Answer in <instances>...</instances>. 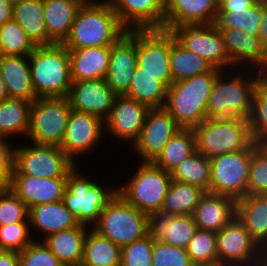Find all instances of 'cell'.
<instances>
[{
	"label": "cell",
	"mask_w": 267,
	"mask_h": 266,
	"mask_svg": "<svg viewBox=\"0 0 267 266\" xmlns=\"http://www.w3.org/2000/svg\"><path fill=\"white\" fill-rule=\"evenodd\" d=\"M72 81L105 79L111 46L68 49Z\"/></svg>",
	"instance_id": "obj_28"
},
{
	"label": "cell",
	"mask_w": 267,
	"mask_h": 266,
	"mask_svg": "<svg viewBox=\"0 0 267 266\" xmlns=\"http://www.w3.org/2000/svg\"><path fill=\"white\" fill-rule=\"evenodd\" d=\"M126 33L108 0L87 1L78 9L62 44L67 49L113 46Z\"/></svg>",
	"instance_id": "obj_1"
},
{
	"label": "cell",
	"mask_w": 267,
	"mask_h": 266,
	"mask_svg": "<svg viewBox=\"0 0 267 266\" xmlns=\"http://www.w3.org/2000/svg\"><path fill=\"white\" fill-rule=\"evenodd\" d=\"M8 94L6 91L5 83L3 81V78L0 73V102H2L5 99H8Z\"/></svg>",
	"instance_id": "obj_56"
},
{
	"label": "cell",
	"mask_w": 267,
	"mask_h": 266,
	"mask_svg": "<svg viewBox=\"0 0 267 266\" xmlns=\"http://www.w3.org/2000/svg\"><path fill=\"white\" fill-rule=\"evenodd\" d=\"M35 47L15 20L12 19L0 26V55L26 56Z\"/></svg>",
	"instance_id": "obj_41"
},
{
	"label": "cell",
	"mask_w": 267,
	"mask_h": 266,
	"mask_svg": "<svg viewBox=\"0 0 267 266\" xmlns=\"http://www.w3.org/2000/svg\"><path fill=\"white\" fill-rule=\"evenodd\" d=\"M221 69L172 82L164 108L181 128H194L207 119V103Z\"/></svg>",
	"instance_id": "obj_3"
},
{
	"label": "cell",
	"mask_w": 267,
	"mask_h": 266,
	"mask_svg": "<svg viewBox=\"0 0 267 266\" xmlns=\"http://www.w3.org/2000/svg\"><path fill=\"white\" fill-rule=\"evenodd\" d=\"M7 138H0V168H14L15 146Z\"/></svg>",
	"instance_id": "obj_50"
},
{
	"label": "cell",
	"mask_w": 267,
	"mask_h": 266,
	"mask_svg": "<svg viewBox=\"0 0 267 266\" xmlns=\"http://www.w3.org/2000/svg\"><path fill=\"white\" fill-rule=\"evenodd\" d=\"M116 94L105 79L73 81L68 99L75 111L108 117Z\"/></svg>",
	"instance_id": "obj_19"
},
{
	"label": "cell",
	"mask_w": 267,
	"mask_h": 266,
	"mask_svg": "<svg viewBox=\"0 0 267 266\" xmlns=\"http://www.w3.org/2000/svg\"><path fill=\"white\" fill-rule=\"evenodd\" d=\"M250 266H260V262L254 265H250Z\"/></svg>",
	"instance_id": "obj_62"
},
{
	"label": "cell",
	"mask_w": 267,
	"mask_h": 266,
	"mask_svg": "<svg viewBox=\"0 0 267 266\" xmlns=\"http://www.w3.org/2000/svg\"><path fill=\"white\" fill-rule=\"evenodd\" d=\"M248 121L253 141L258 145L267 144V96L258 89L253 95L252 110Z\"/></svg>",
	"instance_id": "obj_44"
},
{
	"label": "cell",
	"mask_w": 267,
	"mask_h": 266,
	"mask_svg": "<svg viewBox=\"0 0 267 266\" xmlns=\"http://www.w3.org/2000/svg\"><path fill=\"white\" fill-rule=\"evenodd\" d=\"M154 240L148 234L122 247L121 266H152Z\"/></svg>",
	"instance_id": "obj_46"
},
{
	"label": "cell",
	"mask_w": 267,
	"mask_h": 266,
	"mask_svg": "<svg viewBox=\"0 0 267 266\" xmlns=\"http://www.w3.org/2000/svg\"><path fill=\"white\" fill-rule=\"evenodd\" d=\"M257 81V89L265 96H267V74L260 68L254 70Z\"/></svg>",
	"instance_id": "obj_55"
},
{
	"label": "cell",
	"mask_w": 267,
	"mask_h": 266,
	"mask_svg": "<svg viewBox=\"0 0 267 266\" xmlns=\"http://www.w3.org/2000/svg\"><path fill=\"white\" fill-rule=\"evenodd\" d=\"M85 2H87V1H101V0H84Z\"/></svg>",
	"instance_id": "obj_63"
},
{
	"label": "cell",
	"mask_w": 267,
	"mask_h": 266,
	"mask_svg": "<svg viewBox=\"0 0 267 266\" xmlns=\"http://www.w3.org/2000/svg\"><path fill=\"white\" fill-rule=\"evenodd\" d=\"M28 219L31 232L35 230L34 233L42 234L43 238L40 236V241L50 234L73 228L79 224L63 201L29 208Z\"/></svg>",
	"instance_id": "obj_29"
},
{
	"label": "cell",
	"mask_w": 267,
	"mask_h": 266,
	"mask_svg": "<svg viewBox=\"0 0 267 266\" xmlns=\"http://www.w3.org/2000/svg\"><path fill=\"white\" fill-rule=\"evenodd\" d=\"M13 5L6 0H0V26L12 20Z\"/></svg>",
	"instance_id": "obj_53"
},
{
	"label": "cell",
	"mask_w": 267,
	"mask_h": 266,
	"mask_svg": "<svg viewBox=\"0 0 267 266\" xmlns=\"http://www.w3.org/2000/svg\"><path fill=\"white\" fill-rule=\"evenodd\" d=\"M261 69L267 74V50H265L264 62Z\"/></svg>",
	"instance_id": "obj_58"
},
{
	"label": "cell",
	"mask_w": 267,
	"mask_h": 266,
	"mask_svg": "<svg viewBox=\"0 0 267 266\" xmlns=\"http://www.w3.org/2000/svg\"><path fill=\"white\" fill-rule=\"evenodd\" d=\"M168 87L156 76L143 73L136 67L128 92L125 96L135 99L148 108L164 107Z\"/></svg>",
	"instance_id": "obj_38"
},
{
	"label": "cell",
	"mask_w": 267,
	"mask_h": 266,
	"mask_svg": "<svg viewBox=\"0 0 267 266\" xmlns=\"http://www.w3.org/2000/svg\"><path fill=\"white\" fill-rule=\"evenodd\" d=\"M179 129L181 127L164 107L149 108L140 137L131 147L141 162H153Z\"/></svg>",
	"instance_id": "obj_16"
},
{
	"label": "cell",
	"mask_w": 267,
	"mask_h": 266,
	"mask_svg": "<svg viewBox=\"0 0 267 266\" xmlns=\"http://www.w3.org/2000/svg\"><path fill=\"white\" fill-rule=\"evenodd\" d=\"M12 19L21 26L35 46L55 43L46 29L43 0L18 1L13 5Z\"/></svg>",
	"instance_id": "obj_32"
},
{
	"label": "cell",
	"mask_w": 267,
	"mask_h": 266,
	"mask_svg": "<svg viewBox=\"0 0 267 266\" xmlns=\"http://www.w3.org/2000/svg\"><path fill=\"white\" fill-rule=\"evenodd\" d=\"M29 64L37 98L68 97L73 82L70 54L62 43L36 46Z\"/></svg>",
	"instance_id": "obj_4"
},
{
	"label": "cell",
	"mask_w": 267,
	"mask_h": 266,
	"mask_svg": "<svg viewBox=\"0 0 267 266\" xmlns=\"http://www.w3.org/2000/svg\"><path fill=\"white\" fill-rule=\"evenodd\" d=\"M122 248L96 230L88 229L80 266H121Z\"/></svg>",
	"instance_id": "obj_34"
},
{
	"label": "cell",
	"mask_w": 267,
	"mask_h": 266,
	"mask_svg": "<svg viewBox=\"0 0 267 266\" xmlns=\"http://www.w3.org/2000/svg\"><path fill=\"white\" fill-rule=\"evenodd\" d=\"M137 67L156 76L167 87L173 82L170 66V31L137 30Z\"/></svg>",
	"instance_id": "obj_14"
},
{
	"label": "cell",
	"mask_w": 267,
	"mask_h": 266,
	"mask_svg": "<svg viewBox=\"0 0 267 266\" xmlns=\"http://www.w3.org/2000/svg\"><path fill=\"white\" fill-rule=\"evenodd\" d=\"M103 133L104 121L100 117L72 109L60 147L76 164L77 157L88 155L101 144Z\"/></svg>",
	"instance_id": "obj_15"
},
{
	"label": "cell",
	"mask_w": 267,
	"mask_h": 266,
	"mask_svg": "<svg viewBox=\"0 0 267 266\" xmlns=\"http://www.w3.org/2000/svg\"><path fill=\"white\" fill-rule=\"evenodd\" d=\"M170 66L173 82L210 72L214 66L183 47L170 32Z\"/></svg>",
	"instance_id": "obj_35"
},
{
	"label": "cell",
	"mask_w": 267,
	"mask_h": 266,
	"mask_svg": "<svg viewBox=\"0 0 267 266\" xmlns=\"http://www.w3.org/2000/svg\"><path fill=\"white\" fill-rule=\"evenodd\" d=\"M0 266H20L19 252L7 251L0 258Z\"/></svg>",
	"instance_id": "obj_54"
},
{
	"label": "cell",
	"mask_w": 267,
	"mask_h": 266,
	"mask_svg": "<svg viewBox=\"0 0 267 266\" xmlns=\"http://www.w3.org/2000/svg\"><path fill=\"white\" fill-rule=\"evenodd\" d=\"M29 208L10 189L0 193V225L29 222Z\"/></svg>",
	"instance_id": "obj_48"
},
{
	"label": "cell",
	"mask_w": 267,
	"mask_h": 266,
	"mask_svg": "<svg viewBox=\"0 0 267 266\" xmlns=\"http://www.w3.org/2000/svg\"><path fill=\"white\" fill-rule=\"evenodd\" d=\"M0 73L9 98L29 102L37 99L32 84L29 55H0Z\"/></svg>",
	"instance_id": "obj_27"
},
{
	"label": "cell",
	"mask_w": 267,
	"mask_h": 266,
	"mask_svg": "<svg viewBox=\"0 0 267 266\" xmlns=\"http://www.w3.org/2000/svg\"><path fill=\"white\" fill-rule=\"evenodd\" d=\"M30 144L22 146L16 143L12 175H30L48 179L68 178V174L78 165L60 146Z\"/></svg>",
	"instance_id": "obj_11"
},
{
	"label": "cell",
	"mask_w": 267,
	"mask_h": 266,
	"mask_svg": "<svg viewBox=\"0 0 267 266\" xmlns=\"http://www.w3.org/2000/svg\"><path fill=\"white\" fill-rule=\"evenodd\" d=\"M68 97H40L30 108L27 139L38 145L61 146L71 113Z\"/></svg>",
	"instance_id": "obj_9"
},
{
	"label": "cell",
	"mask_w": 267,
	"mask_h": 266,
	"mask_svg": "<svg viewBox=\"0 0 267 266\" xmlns=\"http://www.w3.org/2000/svg\"><path fill=\"white\" fill-rule=\"evenodd\" d=\"M172 180L189 183L210 192L211 163L197 150L170 172Z\"/></svg>",
	"instance_id": "obj_40"
},
{
	"label": "cell",
	"mask_w": 267,
	"mask_h": 266,
	"mask_svg": "<svg viewBox=\"0 0 267 266\" xmlns=\"http://www.w3.org/2000/svg\"><path fill=\"white\" fill-rule=\"evenodd\" d=\"M137 67V30H127L113 46L105 80L116 95L128 92Z\"/></svg>",
	"instance_id": "obj_18"
},
{
	"label": "cell",
	"mask_w": 267,
	"mask_h": 266,
	"mask_svg": "<svg viewBox=\"0 0 267 266\" xmlns=\"http://www.w3.org/2000/svg\"><path fill=\"white\" fill-rule=\"evenodd\" d=\"M92 228L122 248L148 235V215L117 193Z\"/></svg>",
	"instance_id": "obj_8"
},
{
	"label": "cell",
	"mask_w": 267,
	"mask_h": 266,
	"mask_svg": "<svg viewBox=\"0 0 267 266\" xmlns=\"http://www.w3.org/2000/svg\"><path fill=\"white\" fill-rule=\"evenodd\" d=\"M84 0H43L44 20L48 36L63 43L69 36L78 9Z\"/></svg>",
	"instance_id": "obj_31"
},
{
	"label": "cell",
	"mask_w": 267,
	"mask_h": 266,
	"mask_svg": "<svg viewBox=\"0 0 267 266\" xmlns=\"http://www.w3.org/2000/svg\"><path fill=\"white\" fill-rule=\"evenodd\" d=\"M236 217L260 247L267 244V195H248L236 201Z\"/></svg>",
	"instance_id": "obj_33"
},
{
	"label": "cell",
	"mask_w": 267,
	"mask_h": 266,
	"mask_svg": "<svg viewBox=\"0 0 267 266\" xmlns=\"http://www.w3.org/2000/svg\"><path fill=\"white\" fill-rule=\"evenodd\" d=\"M20 266H63L43 241L33 240L19 252Z\"/></svg>",
	"instance_id": "obj_49"
},
{
	"label": "cell",
	"mask_w": 267,
	"mask_h": 266,
	"mask_svg": "<svg viewBox=\"0 0 267 266\" xmlns=\"http://www.w3.org/2000/svg\"><path fill=\"white\" fill-rule=\"evenodd\" d=\"M219 266H250L261 262V247L235 216L216 233Z\"/></svg>",
	"instance_id": "obj_12"
},
{
	"label": "cell",
	"mask_w": 267,
	"mask_h": 266,
	"mask_svg": "<svg viewBox=\"0 0 267 266\" xmlns=\"http://www.w3.org/2000/svg\"><path fill=\"white\" fill-rule=\"evenodd\" d=\"M219 7L215 0H165L163 30L181 25L214 24Z\"/></svg>",
	"instance_id": "obj_22"
},
{
	"label": "cell",
	"mask_w": 267,
	"mask_h": 266,
	"mask_svg": "<svg viewBox=\"0 0 267 266\" xmlns=\"http://www.w3.org/2000/svg\"><path fill=\"white\" fill-rule=\"evenodd\" d=\"M89 178L84 174L82 176L76 166L68 174L62 201L78 223L92 227L98 221L101 211L118 193V187H104Z\"/></svg>",
	"instance_id": "obj_6"
},
{
	"label": "cell",
	"mask_w": 267,
	"mask_h": 266,
	"mask_svg": "<svg viewBox=\"0 0 267 266\" xmlns=\"http://www.w3.org/2000/svg\"><path fill=\"white\" fill-rule=\"evenodd\" d=\"M195 151L196 138L193 128H181L169 139L153 163L171 172Z\"/></svg>",
	"instance_id": "obj_39"
},
{
	"label": "cell",
	"mask_w": 267,
	"mask_h": 266,
	"mask_svg": "<svg viewBox=\"0 0 267 266\" xmlns=\"http://www.w3.org/2000/svg\"><path fill=\"white\" fill-rule=\"evenodd\" d=\"M218 29L222 35L226 53L230 58V69L237 72V69H242L245 64H247L246 69L251 68V70L262 67L265 50L260 45L259 36H250L245 31L238 29Z\"/></svg>",
	"instance_id": "obj_23"
},
{
	"label": "cell",
	"mask_w": 267,
	"mask_h": 266,
	"mask_svg": "<svg viewBox=\"0 0 267 266\" xmlns=\"http://www.w3.org/2000/svg\"><path fill=\"white\" fill-rule=\"evenodd\" d=\"M152 266H195L187 249L175 247L161 241H154Z\"/></svg>",
	"instance_id": "obj_47"
},
{
	"label": "cell",
	"mask_w": 267,
	"mask_h": 266,
	"mask_svg": "<svg viewBox=\"0 0 267 266\" xmlns=\"http://www.w3.org/2000/svg\"><path fill=\"white\" fill-rule=\"evenodd\" d=\"M127 30L163 29L165 0H108Z\"/></svg>",
	"instance_id": "obj_20"
},
{
	"label": "cell",
	"mask_w": 267,
	"mask_h": 266,
	"mask_svg": "<svg viewBox=\"0 0 267 266\" xmlns=\"http://www.w3.org/2000/svg\"><path fill=\"white\" fill-rule=\"evenodd\" d=\"M267 195V147L261 145L251 157L247 196Z\"/></svg>",
	"instance_id": "obj_43"
},
{
	"label": "cell",
	"mask_w": 267,
	"mask_h": 266,
	"mask_svg": "<svg viewBox=\"0 0 267 266\" xmlns=\"http://www.w3.org/2000/svg\"><path fill=\"white\" fill-rule=\"evenodd\" d=\"M149 108L125 95H116L108 117L104 121L105 135L130 142V147L139 139ZM132 142V143H131Z\"/></svg>",
	"instance_id": "obj_17"
},
{
	"label": "cell",
	"mask_w": 267,
	"mask_h": 266,
	"mask_svg": "<svg viewBox=\"0 0 267 266\" xmlns=\"http://www.w3.org/2000/svg\"><path fill=\"white\" fill-rule=\"evenodd\" d=\"M187 253L195 266H218L216 233L197 229L189 242Z\"/></svg>",
	"instance_id": "obj_42"
},
{
	"label": "cell",
	"mask_w": 267,
	"mask_h": 266,
	"mask_svg": "<svg viewBox=\"0 0 267 266\" xmlns=\"http://www.w3.org/2000/svg\"><path fill=\"white\" fill-rule=\"evenodd\" d=\"M192 216L197 229L217 233L236 216V201L230 197L206 192Z\"/></svg>",
	"instance_id": "obj_25"
},
{
	"label": "cell",
	"mask_w": 267,
	"mask_h": 266,
	"mask_svg": "<svg viewBox=\"0 0 267 266\" xmlns=\"http://www.w3.org/2000/svg\"><path fill=\"white\" fill-rule=\"evenodd\" d=\"M261 263L267 266V244L261 247Z\"/></svg>",
	"instance_id": "obj_57"
},
{
	"label": "cell",
	"mask_w": 267,
	"mask_h": 266,
	"mask_svg": "<svg viewBox=\"0 0 267 266\" xmlns=\"http://www.w3.org/2000/svg\"><path fill=\"white\" fill-rule=\"evenodd\" d=\"M245 68L243 73L240 69L236 74L232 71L234 69L221 70L218 73L207 103V119H249L257 81L255 72Z\"/></svg>",
	"instance_id": "obj_2"
},
{
	"label": "cell",
	"mask_w": 267,
	"mask_h": 266,
	"mask_svg": "<svg viewBox=\"0 0 267 266\" xmlns=\"http://www.w3.org/2000/svg\"><path fill=\"white\" fill-rule=\"evenodd\" d=\"M6 1H7L8 3L14 5V4H16L18 1H20V0H6Z\"/></svg>",
	"instance_id": "obj_61"
},
{
	"label": "cell",
	"mask_w": 267,
	"mask_h": 266,
	"mask_svg": "<svg viewBox=\"0 0 267 266\" xmlns=\"http://www.w3.org/2000/svg\"><path fill=\"white\" fill-rule=\"evenodd\" d=\"M29 222L0 225V246L7 251L21 252L34 239L30 231Z\"/></svg>",
	"instance_id": "obj_45"
},
{
	"label": "cell",
	"mask_w": 267,
	"mask_h": 266,
	"mask_svg": "<svg viewBox=\"0 0 267 266\" xmlns=\"http://www.w3.org/2000/svg\"><path fill=\"white\" fill-rule=\"evenodd\" d=\"M260 146L253 141L242 151L210 158V192L230 197L235 201L246 197L251 157Z\"/></svg>",
	"instance_id": "obj_10"
},
{
	"label": "cell",
	"mask_w": 267,
	"mask_h": 266,
	"mask_svg": "<svg viewBox=\"0 0 267 266\" xmlns=\"http://www.w3.org/2000/svg\"><path fill=\"white\" fill-rule=\"evenodd\" d=\"M170 32L183 47L206 59L215 68L230 69V58L215 23L181 25Z\"/></svg>",
	"instance_id": "obj_13"
},
{
	"label": "cell",
	"mask_w": 267,
	"mask_h": 266,
	"mask_svg": "<svg viewBox=\"0 0 267 266\" xmlns=\"http://www.w3.org/2000/svg\"><path fill=\"white\" fill-rule=\"evenodd\" d=\"M32 102L8 98L0 102V138L27 137Z\"/></svg>",
	"instance_id": "obj_36"
},
{
	"label": "cell",
	"mask_w": 267,
	"mask_h": 266,
	"mask_svg": "<svg viewBox=\"0 0 267 266\" xmlns=\"http://www.w3.org/2000/svg\"><path fill=\"white\" fill-rule=\"evenodd\" d=\"M261 20L262 12L257 0H229L219 8L215 24L217 28L238 29L250 36H259Z\"/></svg>",
	"instance_id": "obj_26"
},
{
	"label": "cell",
	"mask_w": 267,
	"mask_h": 266,
	"mask_svg": "<svg viewBox=\"0 0 267 266\" xmlns=\"http://www.w3.org/2000/svg\"><path fill=\"white\" fill-rule=\"evenodd\" d=\"M6 252H7V250L4 249V248H2V247L0 246V258H1Z\"/></svg>",
	"instance_id": "obj_60"
},
{
	"label": "cell",
	"mask_w": 267,
	"mask_h": 266,
	"mask_svg": "<svg viewBox=\"0 0 267 266\" xmlns=\"http://www.w3.org/2000/svg\"><path fill=\"white\" fill-rule=\"evenodd\" d=\"M262 20L259 27L260 45L267 50V1H260Z\"/></svg>",
	"instance_id": "obj_51"
},
{
	"label": "cell",
	"mask_w": 267,
	"mask_h": 266,
	"mask_svg": "<svg viewBox=\"0 0 267 266\" xmlns=\"http://www.w3.org/2000/svg\"><path fill=\"white\" fill-rule=\"evenodd\" d=\"M197 231L192 215H167L153 213L148 215V234L154 241L187 249Z\"/></svg>",
	"instance_id": "obj_24"
},
{
	"label": "cell",
	"mask_w": 267,
	"mask_h": 266,
	"mask_svg": "<svg viewBox=\"0 0 267 266\" xmlns=\"http://www.w3.org/2000/svg\"><path fill=\"white\" fill-rule=\"evenodd\" d=\"M89 226H77L48 235L42 241L63 266H80L83 244Z\"/></svg>",
	"instance_id": "obj_30"
},
{
	"label": "cell",
	"mask_w": 267,
	"mask_h": 266,
	"mask_svg": "<svg viewBox=\"0 0 267 266\" xmlns=\"http://www.w3.org/2000/svg\"><path fill=\"white\" fill-rule=\"evenodd\" d=\"M218 7L220 8L225 2L229 1V0H215Z\"/></svg>",
	"instance_id": "obj_59"
},
{
	"label": "cell",
	"mask_w": 267,
	"mask_h": 266,
	"mask_svg": "<svg viewBox=\"0 0 267 266\" xmlns=\"http://www.w3.org/2000/svg\"><path fill=\"white\" fill-rule=\"evenodd\" d=\"M14 168H0V193L11 189V176Z\"/></svg>",
	"instance_id": "obj_52"
},
{
	"label": "cell",
	"mask_w": 267,
	"mask_h": 266,
	"mask_svg": "<svg viewBox=\"0 0 267 266\" xmlns=\"http://www.w3.org/2000/svg\"><path fill=\"white\" fill-rule=\"evenodd\" d=\"M193 130L196 150L208 158L242 151L253 142L247 119H206Z\"/></svg>",
	"instance_id": "obj_5"
},
{
	"label": "cell",
	"mask_w": 267,
	"mask_h": 266,
	"mask_svg": "<svg viewBox=\"0 0 267 266\" xmlns=\"http://www.w3.org/2000/svg\"><path fill=\"white\" fill-rule=\"evenodd\" d=\"M171 181L170 172L153 162H140L127 183H119L118 194L135 208L150 215L161 211Z\"/></svg>",
	"instance_id": "obj_7"
},
{
	"label": "cell",
	"mask_w": 267,
	"mask_h": 266,
	"mask_svg": "<svg viewBox=\"0 0 267 266\" xmlns=\"http://www.w3.org/2000/svg\"><path fill=\"white\" fill-rule=\"evenodd\" d=\"M205 193L206 191L198 186L172 180L163 199L160 213L167 215H192Z\"/></svg>",
	"instance_id": "obj_37"
},
{
	"label": "cell",
	"mask_w": 267,
	"mask_h": 266,
	"mask_svg": "<svg viewBox=\"0 0 267 266\" xmlns=\"http://www.w3.org/2000/svg\"><path fill=\"white\" fill-rule=\"evenodd\" d=\"M68 178H41L12 175L11 190L28 208L63 200Z\"/></svg>",
	"instance_id": "obj_21"
}]
</instances>
